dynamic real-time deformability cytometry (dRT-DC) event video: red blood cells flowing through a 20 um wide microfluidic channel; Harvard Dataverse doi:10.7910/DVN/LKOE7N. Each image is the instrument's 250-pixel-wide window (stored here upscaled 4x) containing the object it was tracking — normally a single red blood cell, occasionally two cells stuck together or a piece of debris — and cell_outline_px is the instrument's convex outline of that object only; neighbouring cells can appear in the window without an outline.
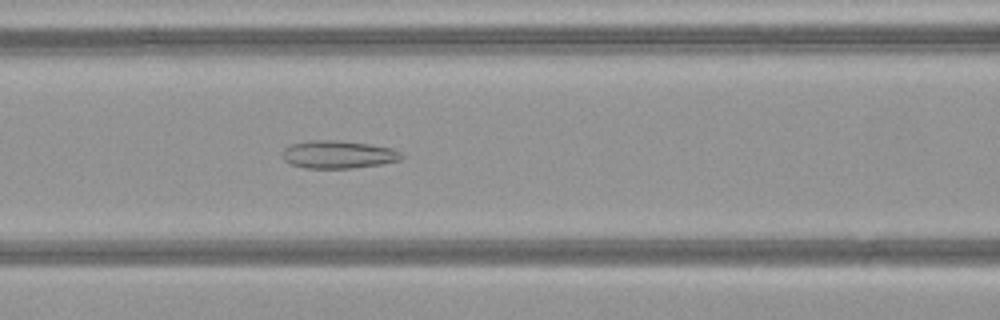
{"species": "common noctule bat (a hibernating species)", "species_latin": "Nyctalus noctula", "temperature_condition": "warm", "stored_images_in_passage": 49, "camera_frame_rate_fps": 3000, "um_per_image_px": 0.085, "animal": {"sex": "female", "body_mass_g": 21.9}, "frame": {"image": 1, "passage_image": 21, "time_ms": 6.667, "image_size_px": [1000, 320], "cell_outline_px": [[404, 156], [400, 160], [380, 164], [352, 168], [304, 168], [288, 164], [284, 160], [284, 148], [288, 144], [308, 140], [340, 140], [368, 144], [392, 148], [400, 152]], "centroid_in_image_um": [28.71, 13.13], "position_along_channel_um": 137.9, "area_um2": 19.42}}
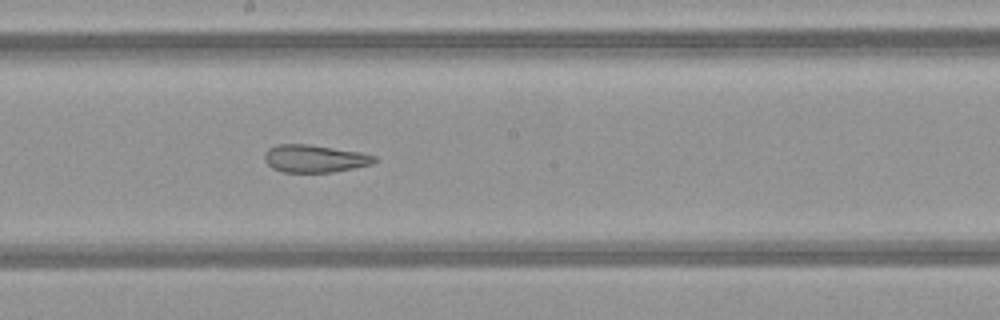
{"frame": {"image": 2, "passage_image": 27, "time_ms": 8.667, "image_size_px": [1000, 320], "cell_outline_px": [[376, 160], [372, 164], [356, 168], [332, 172], [280, 172], [272, 168], [264, 160], [264, 152], [268, 148], [276, 144], [308, 144], [360, 152], [376, 156]], "centroid_in_image_um": [26.71, 13.48], "position_along_channel_um": 221.5, "area_um2": 17.8}}
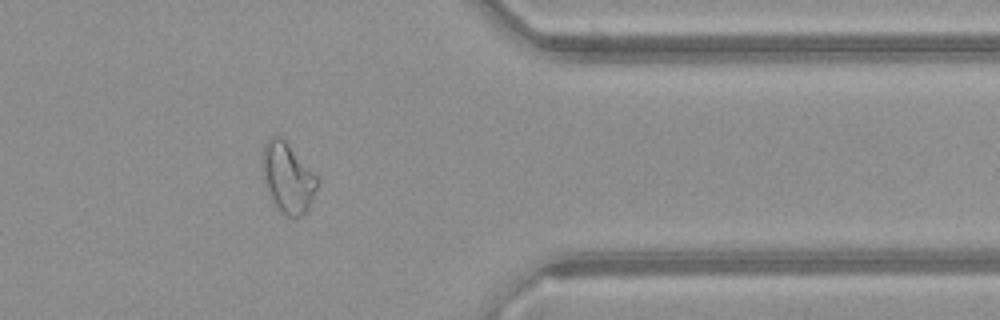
{"frame": {"image": 3, "passage_image": 40, "time_ms": 13.0, "image_size_px": [1000, 320], "cell_outline_px": [[320, 180], [312, 200], [308, 208], [296, 220], [288, 216], [268, 196], [264, 184], [260, 168], [260, 156], [264, 144], [272, 136], [280, 136], [288, 144]], "centroid_in_image_um": [24.4, 15.1], "position_along_channel_um": 387.0, "area_um2": 22.54}, "authors_computed_cell_mechanics": {"area_um2": 24.0448, "velocity_mm_per_s": 4.1832, "shape_relaxation_time_tau1_ms": null, "shape_relaxation_time_tau2_ms": 1.9349, "deformation_change_tau1": null, "deformation_change_tau2": 0.1014}}